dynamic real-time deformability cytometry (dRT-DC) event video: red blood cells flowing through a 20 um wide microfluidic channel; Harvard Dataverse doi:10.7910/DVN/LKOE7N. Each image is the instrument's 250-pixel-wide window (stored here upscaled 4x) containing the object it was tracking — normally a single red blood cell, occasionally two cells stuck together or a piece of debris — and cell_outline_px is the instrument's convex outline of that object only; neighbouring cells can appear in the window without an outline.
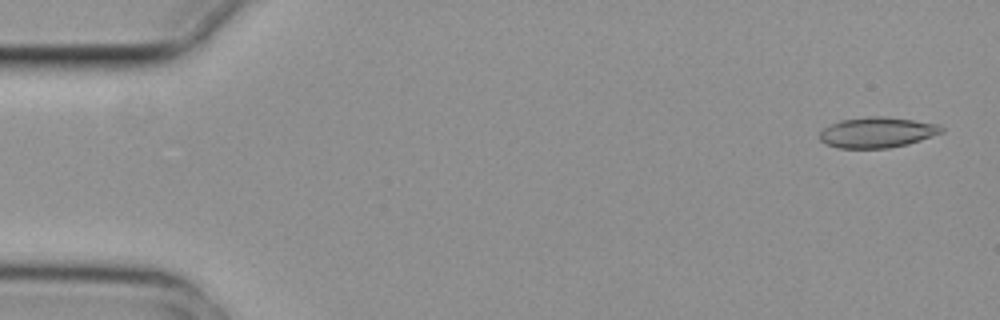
{"species": "common noctule bat (a hibernating species)", "species_latin": "Nyctalus noctula", "temperature_condition": "cold", "stored_images_in_passage": 5, "camera_frame_rate_fps": 3000, "um_per_image_px": 0.085, "animal": {"sex": "female", "body_mass_g": 29.2, "forearm_length_mm": 56.3}, "frame": {"image": 1, "passage_image": 1, "time_ms": 0.0, "image_size_px": [1000, 320], "cell_outline_px": [[944, 132], [908, 144], [888, 148], [840, 148], [824, 144], [820, 140], [820, 132], [824, 128], [840, 120], [868, 116], [884, 116], [940, 124], [944, 128]], "centroid_in_image_um": [74.57, 11.25], "position_along_channel_um": 10.4, "area_um2": 21.73}}